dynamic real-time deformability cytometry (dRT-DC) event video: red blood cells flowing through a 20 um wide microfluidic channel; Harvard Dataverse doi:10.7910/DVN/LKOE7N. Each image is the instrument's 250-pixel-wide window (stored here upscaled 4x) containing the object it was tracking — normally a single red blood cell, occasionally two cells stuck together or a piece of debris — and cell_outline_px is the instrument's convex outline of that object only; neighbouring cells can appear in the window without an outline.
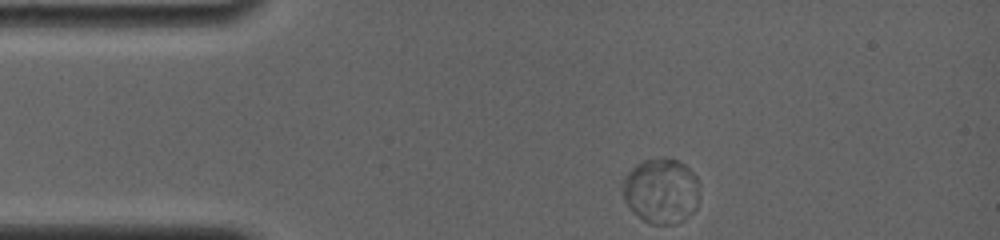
{"species": "common noctule bat (a hibernating species)", "species_latin": "Nyctalus noctula", "temperature_condition": "room temperature", "stored_images_in_passage": 50, "segment_of_instrument_passage": [1, 2], "camera_frame_rate_fps": 4000, "um_per_image_px": 0.085, "animal": {"sex": "female", "body_mass_g": 19.0, "forearm_length_mm": 56.7}, "frame": {"image": 1, "passage_image": 1, "time_ms": 0.0, "image_size_px": [1000, 240], "cell_outline_px": [[700, 184], [696, 208], [684, 220], [672, 224], [652, 224], [644, 220], [624, 200], [624, 176], [636, 164], [644, 160], [660, 156], [676, 160], [684, 164], [696, 176]], "centroid_in_image_um": [56.23, 16.19], "position_along_channel_um": 28.8, "area_um2": 29.07}}
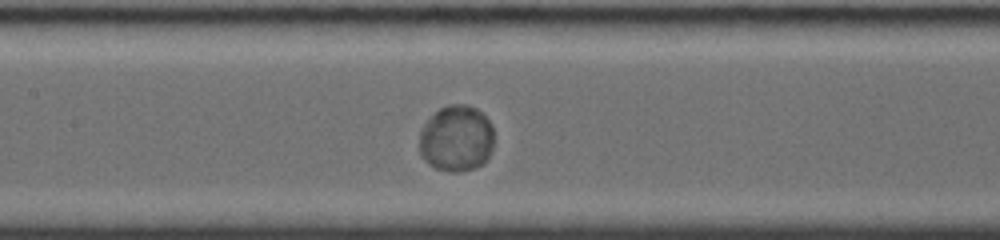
{"frame": {"image": 2, "passage_image": 21, "time_ms": 5.0, "image_size_px": [1000, 240], "cell_outline_px": [[492, 148], [484, 164], [476, 168], [460, 172], [452, 172], [436, 168], [428, 164], [424, 160], [420, 152], [420, 132], [424, 124], [440, 108], [448, 104], [468, 104], [476, 108], [488, 120], [492, 128]], "centroid_in_image_um": [38.79, 11.78], "position_along_channel_um": 168.6, "area_um2": 28.78}}
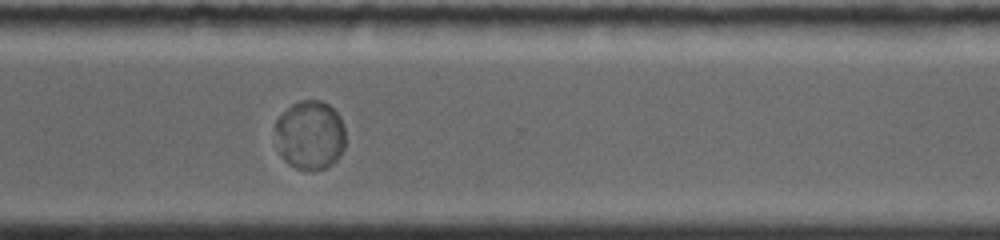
{"frame": {"image": 3, "passage_image": 40, "time_ms": 9.75, "image_size_px": [1000, 240], "cell_outline_px": [[344, 148], [340, 156], [332, 164], [316, 172], [312, 172], [296, 168], [288, 164], [284, 160], [280, 152], [276, 128], [276, 120], [292, 104], [300, 100], [320, 100], [328, 104], [340, 116], [344, 128]], "centroid_in_image_um": [26.38, 11.5], "position_along_channel_um": 344.2, "area_um2": 28.26}}